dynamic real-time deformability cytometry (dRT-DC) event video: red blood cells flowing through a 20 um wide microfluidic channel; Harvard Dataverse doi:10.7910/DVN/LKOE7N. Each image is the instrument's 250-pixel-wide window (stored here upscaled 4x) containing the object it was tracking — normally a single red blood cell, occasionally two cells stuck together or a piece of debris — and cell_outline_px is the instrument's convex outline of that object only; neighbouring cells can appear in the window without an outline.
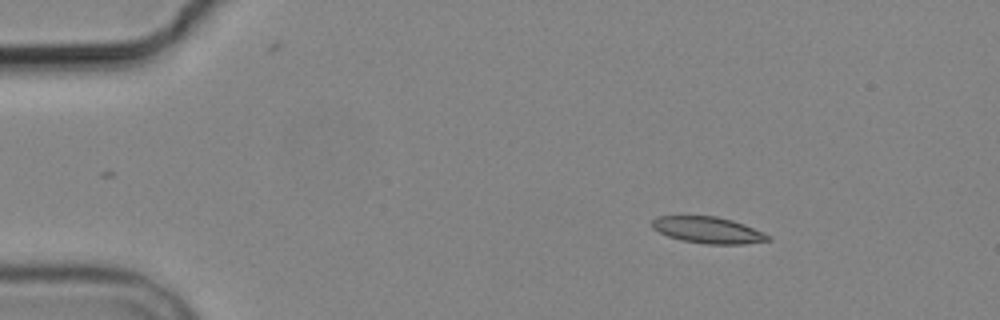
{"species": "common noctule bat (a hibernating species)", "species_latin": "Nyctalus noctula", "temperature_condition": "cold", "stored_images_in_passage": 3, "camera_frame_rate_fps": 3000, "um_per_image_px": 0.085, "animal": {"sex": "male", "body_mass_g": 19.2, "forearm_length_mm": 51.8}, "frame": {"image": 1, "passage_image": 1, "time_ms": 0.0, "image_size_px": [1000, 320], "cell_outline_px": [[772, 240], [744, 244], [708, 244], [680, 240], [668, 236], [652, 228], [652, 220], [656, 216], [716, 216], [732, 220], [744, 224], [764, 232], [772, 236]], "centroid_in_image_um": [60.21, 19.56], "position_along_channel_um": 24.8, "area_um2": 17.98}}